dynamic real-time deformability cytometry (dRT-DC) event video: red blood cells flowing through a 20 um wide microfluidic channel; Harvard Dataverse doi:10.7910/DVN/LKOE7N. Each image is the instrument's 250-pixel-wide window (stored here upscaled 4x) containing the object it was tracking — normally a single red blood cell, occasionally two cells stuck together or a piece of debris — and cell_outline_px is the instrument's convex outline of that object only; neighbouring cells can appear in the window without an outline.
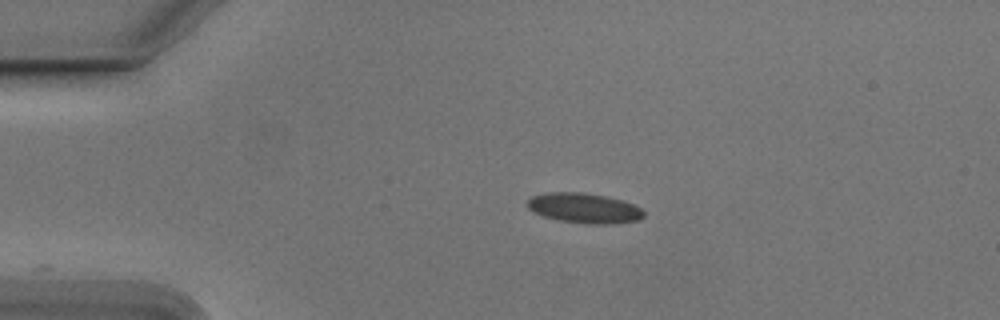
{"species": "Egyptian fruit bat (a non-hibernating species)", "species_latin": "Rousettus aegyptiacus", "temperature_condition": "cold", "stored_images_in_passage": 12, "camera_frame_rate_fps": 3000, "um_per_image_px": 0.085, "animal": {"sex": "male"}, "frame": {"image": 1, "passage_image": 1, "time_ms": 0.0, "image_size_px": [1000, 320], "cell_outline_px": [[644, 216], [636, 220], [612, 224], [588, 224], [556, 220], [544, 216], [528, 208], [528, 200], [532, 196], [544, 192], [584, 192], [624, 200], [640, 208], [644, 212]], "centroid_in_image_um": [49.65, 17.68], "position_along_channel_um": 35.4, "area_um2": 20.35}}
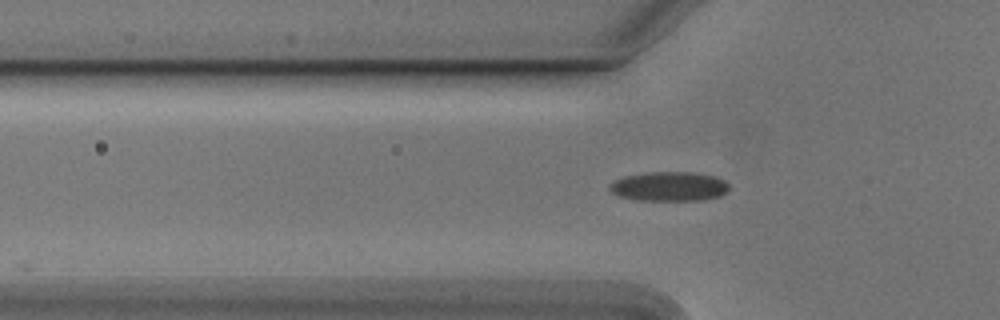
{"frame": {"image": 2, "passage_image": 7, "time_ms": 2.0, "image_size_px": [1000, 320], "cell_outline_px": [[728, 188], [720, 196], [704, 200], [636, 200], [616, 196], [608, 188], [616, 180], [624, 176], [652, 172], [692, 172], [716, 176], [724, 180], [728, 184]], "centroid_in_image_um": [56.88, 15.85], "position_along_channel_um": 68.9, "area_um2": 20.4}}
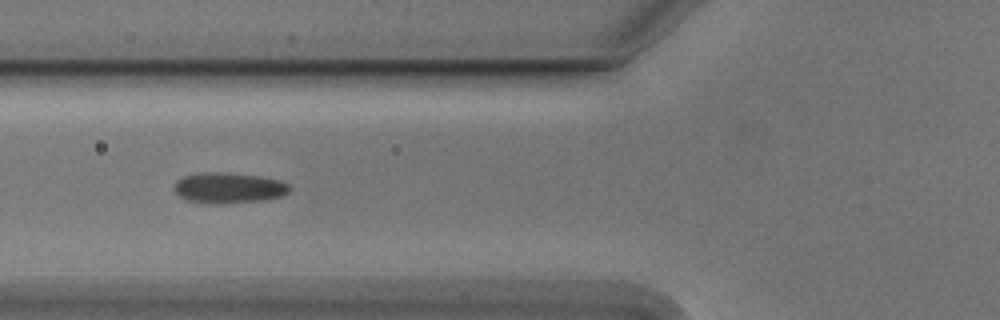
{"frame": {"image": 3, "passage_image": 10, "time_ms": 3.0, "image_size_px": [1000, 320], "cell_outline_px": [[292, 188], [284, 196], [264, 200], [188, 200], [180, 196], [172, 188], [176, 180], [184, 176], [200, 172], [224, 172], [260, 176], [280, 180], [288, 184]], "centroid_in_image_um": [19.48, 15.89], "position_along_channel_um": 106.3, "area_um2": 19.65}}